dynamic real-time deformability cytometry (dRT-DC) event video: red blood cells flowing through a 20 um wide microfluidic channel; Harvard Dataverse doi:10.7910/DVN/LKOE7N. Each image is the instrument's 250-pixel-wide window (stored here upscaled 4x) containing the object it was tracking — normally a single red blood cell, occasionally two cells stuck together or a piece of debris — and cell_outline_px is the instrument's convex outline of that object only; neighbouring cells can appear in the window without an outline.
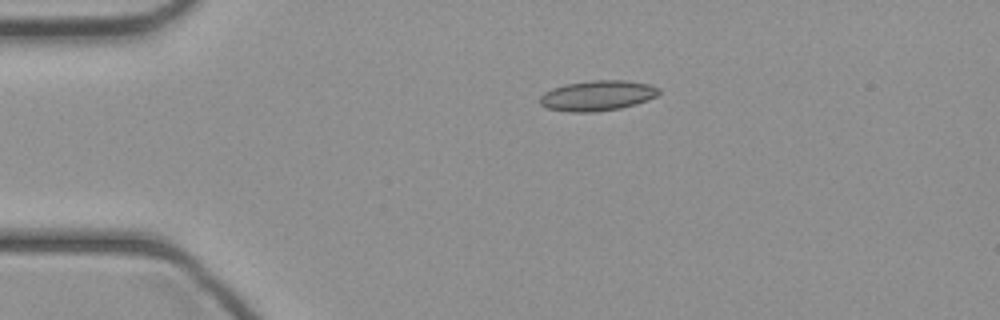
{"species": "common noctule bat (a hibernating species)", "species_latin": "Nyctalus noctula", "temperature_condition": "cold", "stored_images_in_passage": 36, "camera_frame_rate_fps": 3000, "um_per_image_px": 0.085, "animal": {"sex": "female", "body_mass_g": 21.9}, "frame": {"image": 1, "passage_image": 1, "time_ms": 0.0, "image_size_px": [1000, 320], "cell_outline_px": [[660, 92], [656, 96], [648, 100], [636, 104], [620, 108], [592, 112], [568, 112], [548, 108], [540, 104], [540, 96], [544, 92], [552, 88], [564, 84], [592, 80], [624, 80], [648, 84], [660, 88]], "centroid_in_image_um": [50.77, 8.12], "position_along_channel_um": 34.2, "area_um2": 21.04}}
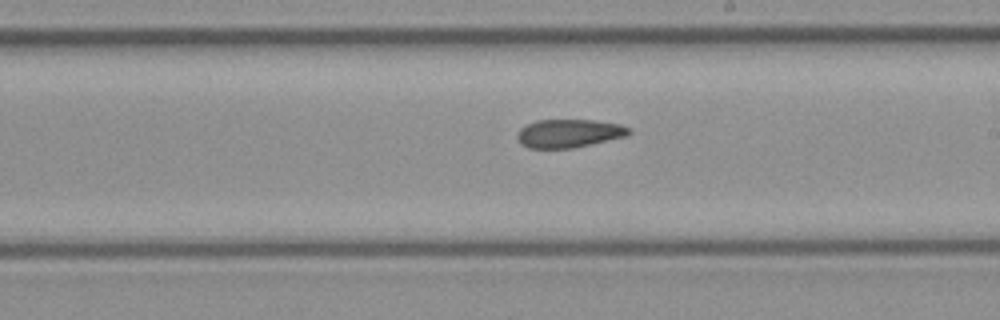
{"frame": {"image": 2, "passage_image": 17, "time_ms": 5.333, "image_size_px": [1000, 320], "cell_outline_px": [[632, 132], [628, 136], [572, 148], [528, 148], [520, 144], [516, 136], [516, 132], [520, 128], [536, 120], [592, 120], [620, 124], [632, 128]], "centroid_in_image_um": [48.37, 11.33], "position_along_channel_um": 240.6, "area_um2": 18.61}}
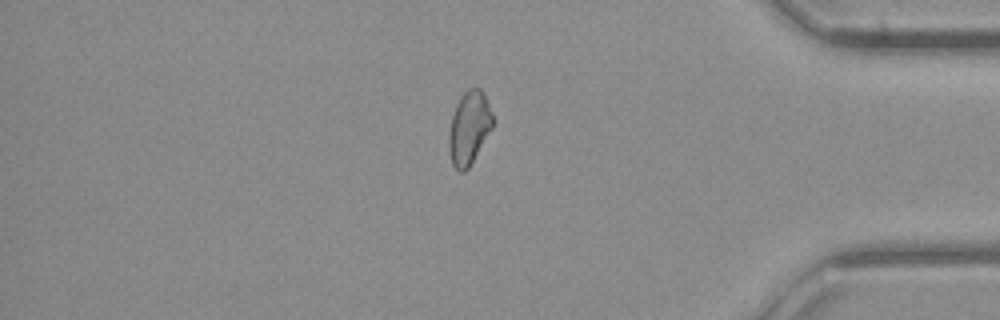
{"frame": {"image": 3, "passage_image": 29, "time_ms": 9.333, "image_size_px": [1000, 320], "cell_outline_px": [[492, 128], [468, 168], [464, 172], [460, 172], [452, 164], [448, 148], [448, 136], [452, 116], [456, 104], [460, 96], [468, 88], [480, 88], [484, 92], [492, 112]], "centroid_in_image_um": [39.86, 10.85], "position_along_channel_um": 395.3, "area_um2": 18.61}}